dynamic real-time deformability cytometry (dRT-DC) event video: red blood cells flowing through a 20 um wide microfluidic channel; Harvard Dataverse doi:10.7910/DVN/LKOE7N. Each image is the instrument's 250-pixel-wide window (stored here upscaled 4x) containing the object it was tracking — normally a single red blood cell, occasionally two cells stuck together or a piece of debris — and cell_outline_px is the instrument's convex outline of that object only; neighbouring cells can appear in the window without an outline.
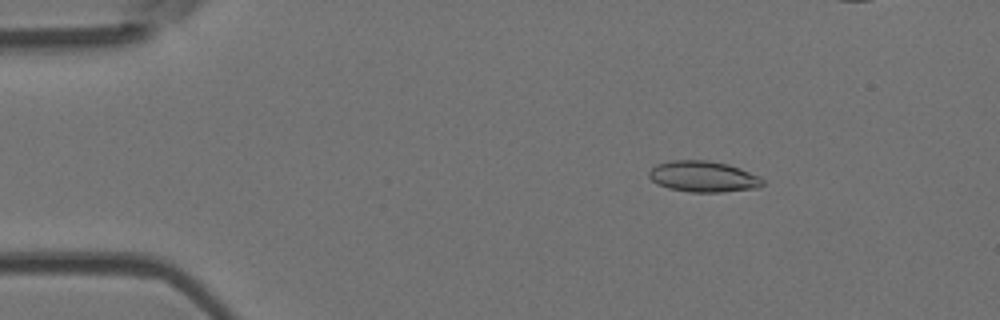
{"species": "Egyptian fruit bat (a non-hibernating species)", "species_latin": "Rousettus aegyptiacus", "temperature_condition": "room temperature", "stored_images_in_passage": 51, "camera_frame_rate_fps": 3000, "um_per_image_px": 0.085, "animal": {"sex": "female"}, "frame": {"image": 1, "passage_image": 8, "time_ms": 2.333, "image_size_px": [1000, 320], "cell_outline_px": [[764, 184], [760, 188], [720, 192], [688, 192], [668, 188], [656, 184], [648, 176], [648, 172], [656, 164], [672, 160], [708, 160], [728, 164], [740, 168], [760, 176], [764, 180]], "centroid_in_image_um": [59.79, 15.01], "position_along_channel_um": 25.2, "area_um2": 20.81}}
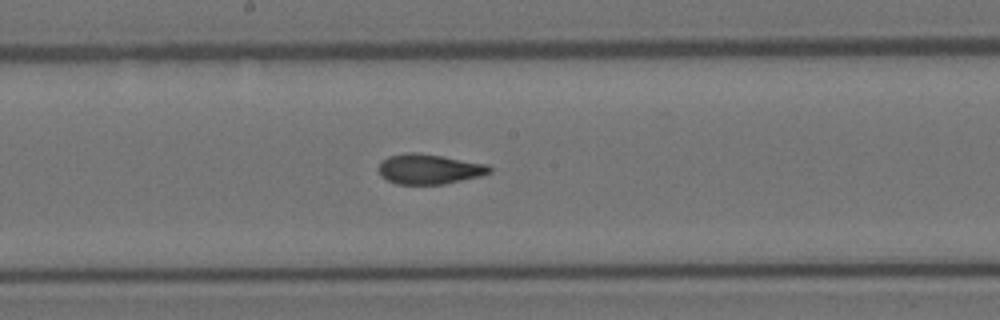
{"frame": {"image": 2, "passage_image": 27, "time_ms": 8.667, "image_size_px": [1000, 320], "cell_outline_px": [[492, 172], [480, 176], [444, 184], [396, 184], [380, 176], [380, 164], [388, 156], [408, 152], [416, 152], [444, 156], [488, 164], [492, 168]], "centroid_in_image_um": [36.52, 14.36], "position_along_channel_um": 211.7, "area_um2": 19.42}}
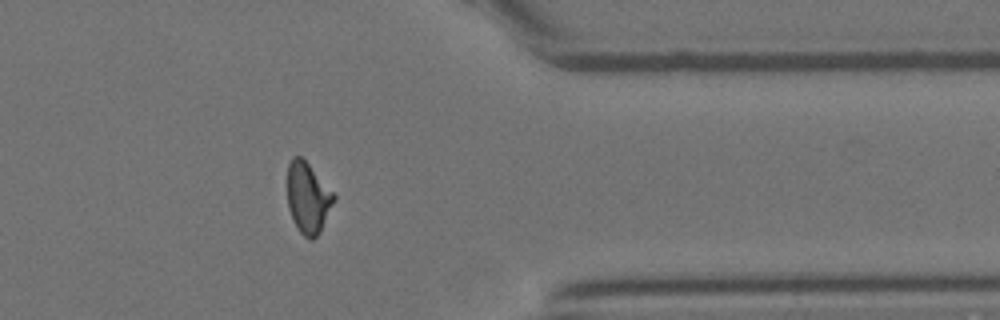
{"frame": {"image": 3, "passage_image": 41, "time_ms": 13.333, "image_size_px": [1000, 320], "cell_outline_px": [[336, 200], [320, 232], [312, 240], [308, 240], [296, 228], [292, 220], [288, 208], [288, 164], [292, 156], [300, 156], [308, 164], [336, 196]], "centroid_in_image_um": [26.17, 16.86], "position_along_channel_um": 385.2, "area_um2": 19.19}, "authors_computed_cell_mechanics": {"area_um2": 19.652, "velocity_mm_per_s": 4.0338, "shape_relaxation_time_tau1_ms": 9.3965, "shape_relaxation_time_tau2_ms": 1.479, "deformation_change_tau1": 0.2266, "deformation_change_tau2": 0.0729}}